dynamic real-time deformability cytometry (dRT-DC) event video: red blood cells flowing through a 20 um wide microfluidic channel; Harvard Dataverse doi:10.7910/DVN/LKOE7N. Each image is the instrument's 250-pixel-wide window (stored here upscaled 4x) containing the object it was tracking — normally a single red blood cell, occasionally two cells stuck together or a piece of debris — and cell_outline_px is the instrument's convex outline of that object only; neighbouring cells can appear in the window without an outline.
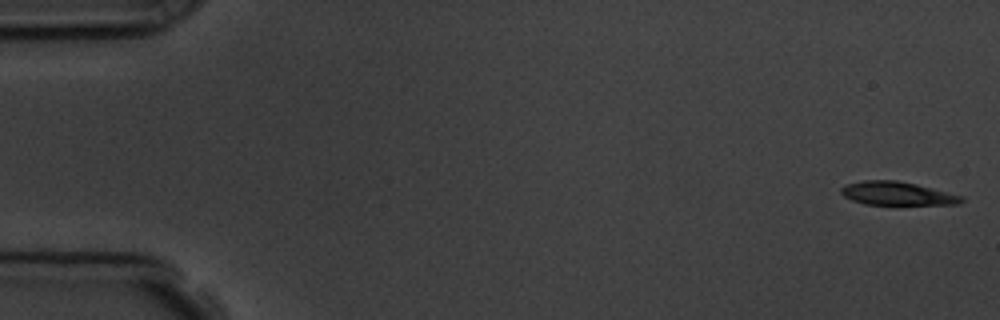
{"species": "common noctule bat (a hibernating species)", "species_latin": "Nyctalus noctula", "temperature_condition": "room temperature", "stored_images_in_passage": 5, "camera_frame_rate_fps": 3000, "um_per_image_px": 0.085, "animal": {"sex": "male", "body_mass_g": 19.5, "forearm_length_mm": 54.6}, "frame": {"image": 1, "passage_image": 1, "time_ms": 0.0, "image_size_px": [1000, 320], "cell_outline_px": [[964, 200], [960, 204], [896, 208], [864, 204], [852, 200], [844, 196], [840, 192], [840, 188], [848, 184], [864, 180], [896, 180], [916, 184], [964, 196]], "centroid_in_image_um": [76.32, 16.52], "position_along_channel_um": 8.7, "area_um2": 17.69}}
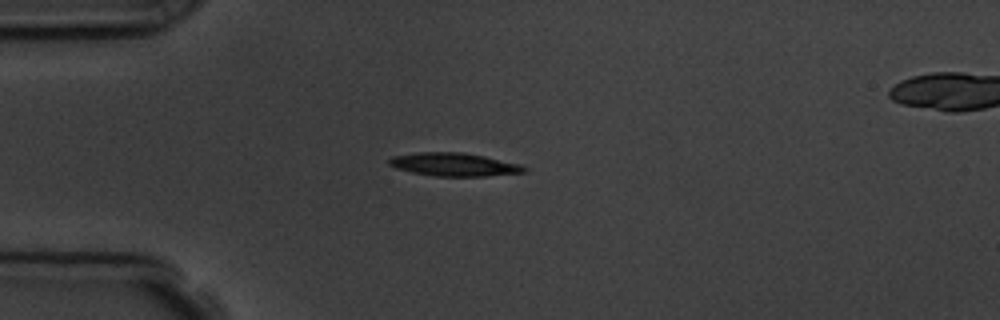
{"frame": {"image": 2, "passage_image": 4, "time_ms": 4.333, "image_size_px": [1000, 320], "cell_outline_px": [[528, 168], [524, 172], [488, 176], [436, 176], [412, 172], [396, 168], [388, 164], [388, 160], [392, 156], [420, 152], [460, 152], [484, 156], [520, 164]], "centroid_in_image_um": [38.59, 13.98], "position_along_channel_um": 46.4, "area_um2": 18.15}}